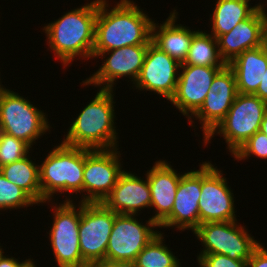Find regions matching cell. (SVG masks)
Masks as SVG:
<instances>
[{"mask_svg": "<svg viewBox=\"0 0 267 267\" xmlns=\"http://www.w3.org/2000/svg\"><path fill=\"white\" fill-rule=\"evenodd\" d=\"M106 0H98L92 57L125 46L150 44L153 21L133 1L121 0L109 12Z\"/></svg>", "mask_w": 267, "mask_h": 267, "instance_id": "1", "label": "cell"}, {"mask_svg": "<svg viewBox=\"0 0 267 267\" xmlns=\"http://www.w3.org/2000/svg\"><path fill=\"white\" fill-rule=\"evenodd\" d=\"M98 0L67 12L44 27L49 47L64 66L77 56L91 58L95 42Z\"/></svg>", "mask_w": 267, "mask_h": 267, "instance_id": "2", "label": "cell"}, {"mask_svg": "<svg viewBox=\"0 0 267 267\" xmlns=\"http://www.w3.org/2000/svg\"><path fill=\"white\" fill-rule=\"evenodd\" d=\"M113 90L100 89L71 124L63 143L88 149L117 148Z\"/></svg>", "mask_w": 267, "mask_h": 267, "instance_id": "3", "label": "cell"}, {"mask_svg": "<svg viewBox=\"0 0 267 267\" xmlns=\"http://www.w3.org/2000/svg\"><path fill=\"white\" fill-rule=\"evenodd\" d=\"M85 148L61 143L39 166L41 203L51 200L56 192L83 191Z\"/></svg>", "mask_w": 267, "mask_h": 267, "instance_id": "4", "label": "cell"}, {"mask_svg": "<svg viewBox=\"0 0 267 267\" xmlns=\"http://www.w3.org/2000/svg\"><path fill=\"white\" fill-rule=\"evenodd\" d=\"M266 112L267 102L260 97L238 93L225 118L204 139V143H209L217 132L224 136L229 151L234 154L254 133L260 131Z\"/></svg>", "mask_w": 267, "mask_h": 267, "instance_id": "5", "label": "cell"}, {"mask_svg": "<svg viewBox=\"0 0 267 267\" xmlns=\"http://www.w3.org/2000/svg\"><path fill=\"white\" fill-rule=\"evenodd\" d=\"M29 100L9 89L0 96V130L23 140L30 147L49 130L46 116Z\"/></svg>", "mask_w": 267, "mask_h": 267, "instance_id": "6", "label": "cell"}, {"mask_svg": "<svg viewBox=\"0 0 267 267\" xmlns=\"http://www.w3.org/2000/svg\"><path fill=\"white\" fill-rule=\"evenodd\" d=\"M193 232L205 246L197 258L203 254H222L233 260L248 261L260 245L236 221L202 223Z\"/></svg>", "mask_w": 267, "mask_h": 267, "instance_id": "7", "label": "cell"}, {"mask_svg": "<svg viewBox=\"0 0 267 267\" xmlns=\"http://www.w3.org/2000/svg\"><path fill=\"white\" fill-rule=\"evenodd\" d=\"M79 245L86 264L106 261V251L117 215L103 203L80 202Z\"/></svg>", "mask_w": 267, "mask_h": 267, "instance_id": "8", "label": "cell"}, {"mask_svg": "<svg viewBox=\"0 0 267 267\" xmlns=\"http://www.w3.org/2000/svg\"><path fill=\"white\" fill-rule=\"evenodd\" d=\"M117 150L85 148L83 191L89 194H84L82 203H102L115 187L124 171Z\"/></svg>", "mask_w": 267, "mask_h": 267, "instance_id": "9", "label": "cell"}, {"mask_svg": "<svg viewBox=\"0 0 267 267\" xmlns=\"http://www.w3.org/2000/svg\"><path fill=\"white\" fill-rule=\"evenodd\" d=\"M67 199L55 207L50 242L58 267H85L79 245L80 206Z\"/></svg>", "mask_w": 267, "mask_h": 267, "instance_id": "10", "label": "cell"}, {"mask_svg": "<svg viewBox=\"0 0 267 267\" xmlns=\"http://www.w3.org/2000/svg\"><path fill=\"white\" fill-rule=\"evenodd\" d=\"M134 216L130 214L115 216L107 245L106 260L135 261L137 255L159 233L153 229L159 225L151 218L147 222L148 225H143Z\"/></svg>", "mask_w": 267, "mask_h": 267, "instance_id": "11", "label": "cell"}, {"mask_svg": "<svg viewBox=\"0 0 267 267\" xmlns=\"http://www.w3.org/2000/svg\"><path fill=\"white\" fill-rule=\"evenodd\" d=\"M199 203L200 224L237 221L233 193L221 171L210 162L202 164V188Z\"/></svg>", "mask_w": 267, "mask_h": 267, "instance_id": "12", "label": "cell"}, {"mask_svg": "<svg viewBox=\"0 0 267 267\" xmlns=\"http://www.w3.org/2000/svg\"><path fill=\"white\" fill-rule=\"evenodd\" d=\"M225 66L181 65L172 104L188 119L203 105L215 75ZM189 113H191L189 115Z\"/></svg>", "mask_w": 267, "mask_h": 267, "instance_id": "13", "label": "cell"}, {"mask_svg": "<svg viewBox=\"0 0 267 267\" xmlns=\"http://www.w3.org/2000/svg\"><path fill=\"white\" fill-rule=\"evenodd\" d=\"M148 45H131L100 52L97 57H104L106 53L109 54L110 52L111 54L93 76L83 81V85L100 86L104 83L101 89L112 90L114 81L124 76L131 77L130 79H133L132 81L135 83L144 64Z\"/></svg>", "mask_w": 267, "mask_h": 267, "instance_id": "14", "label": "cell"}, {"mask_svg": "<svg viewBox=\"0 0 267 267\" xmlns=\"http://www.w3.org/2000/svg\"><path fill=\"white\" fill-rule=\"evenodd\" d=\"M237 95L235 74L226 65L215 75L203 105L193 115L202 124L204 139L225 118Z\"/></svg>", "mask_w": 267, "mask_h": 267, "instance_id": "15", "label": "cell"}, {"mask_svg": "<svg viewBox=\"0 0 267 267\" xmlns=\"http://www.w3.org/2000/svg\"><path fill=\"white\" fill-rule=\"evenodd\" d=\"M180 66L178 61L151 42L140 74L134 83L136 89L154 91L170 101L176 90Z\"/></svg>", "mask_w": 267, "mask_h": 267, "instance_id": "16", "label": "cell"}, {"mask_svg": "<svg viewBox=\"0 0 267 267\" xmlns=\"http://www.w3.org/2000/svg\"><path fill=\"white\" fill-rule=\"evenodd\" d=\"M202 188V164L199 170L181 174L171 213L159 227L176 226L179 230L194 231L200 225L199 199Z\"/></svg>", "mask_w": 267, "mask_h": 267, "instance_id": "17", "label": "cell"}, {"mask_svg": "<svg viewBox=\"0 0 267 267\" xmlns=\"http://www.w3.org/2000/svg\"><path fill=\"white\" fill-rule=\"evenodd\" d=\"M221 58L229 64L246 50L258 48L267 42V14L256 10L238 23L229 33L217 38Z\"/></svg>", "mask_w": 267, "mask_h": 267, "instance_id": "18", "label": "cell"}, {"mask_svg": "<svg viewBox=\"0 0 267 267\" xmlns=\"http://www.w3.org/2000/svg\"><path fill=\"white\" fill-rule=\"evenodd\" d=\"M116 214L135 215L139 209L151 207V192L148 179L142 180L134 174L123 171L115 187L102 202Z\"/></svg>", "mask_w": 267, "mask_h": 267, "instance_id": "19", "label": "cell"}, {"mask_svg": "<svg viewBox=\"0 0 267 267\" xmlns=\"http://www.w3.org/2000/svg\"><path fill=\"white\" fill-rule=\"evenodd\" d=\"M175 171L165 160H160L146 174L151 192V207L156 209V214L151 219L158 225L171 213L174 206L181 178Z\"/></svg>", "mask_w": 267, "mask_h": 267, "instance_id": "20", "label": "cell"}, {"mask_svg": "<svg viewBox=\"0 0 267 267\" xmlns=\"http://www.w3.org/2000/svg\"><path fill=\"white\" fill-rule=\"evenodd\" d=\"M227 65L235 74L238 93L255 94L267 70V42L244 51Z\"/></svg>", "mask_w": 267, "mask_h": 267, "instance_id": "21", "label": "cell"}, {"mask_svg": "<svg viewBox=\"0 0 267 267\" xmlns=\"http://www.w3.org/2000/svg\"><path fill=\"white\" fill-rule=\"evenodd\" d=\"M175 11L170 13L167 20L160 26L153 22L151 40L161 51L166 52L171 58L183 64L188 55L193 36L198 31H191L188 27L175 25L177 19V12Z\"/></svg>", "mask_w": 267, "mask_h": 267, "instance_id": "22", "label": "cell"}, {"mask_svg": "<svg viewBox=\"0 0 267 267\" xmlns=\"http://www.w3.org/2000/svg\"><path fill=\"white\" fill-rule=\"evenodd\" d=\"M250 0H217L212 14V33L216 39L229 33L238 23L249 18L256 10L265 11L264 5L259 3L249 6Z\"/></svg>", "mask_w": 267, "mask_h": 267, "instance_id": "23", "label": "cell"}, {"mask_svg": "<svg viewBox=\"0 0 267 267\" xmlns=\"http://www.w3.org/2000/svg\"><path fill=\"white\" fill-rule=\"evenodd\" d=\"M1 174L10 182L25 191L37 204L41 203L39 165L29 156L0 167Z\"/></svg>", "mask_w": 267, "mask_h": 267, "instance_id": "24", "label": "cell"}, {"mask_svg": "<svg viewBox=\"0 0 267 267\" xmlns=\"http://www.w3.org/2000/svg\"><path fill=\"white\" fill-rule=\"evenodd\" d=\"M218 48V41L213 35L198 30L191 41L186 60L181 65L226 66Z\"/></svg>", "mask_w": 267, "mask_h": 267, "instance_id": "25", "label": "cell"}, {"mask_svg": "<svg viewBox=\"0 0 267 267\" xmlns=\"http://www.w3.org/2000/svg\"><path fill=\"white\" fill-rule=\"evenodd\" d=\"M163 236L158 233L137 255V267H180L179 259L163 245Z\"/></svg>", "mask_w": 267, "mask_h": 267, "instance_id": "26", "label": "cell"}, {"mask_svg": "<svg viewBox=\"0 0 267 267\" xmlns=\"http://www.w3.org/2000/svg\"><path fill=\"white\" fill-rule=\"evenodd\" d=\"M37 204L25 191L8 181L0 172V210Z\"/></svg>", "mask_w": 267, "mask_h": 267, "instance_id": "27", "label": "cell"}, {"mask_svg": "<svg viewBox=\"0 0 267 267\" xmlns=\"http://www.w3.org/2000/svg\"><path fill=\"white\" fill-rule=\"evenodd\" d=\"M30 148L23 140L2 132L0 139V167L24 158L29 153Z\"/></svg>", "mask_w": 267, "mask_h": 267, "instance_id": "28", "label": "cell"}, {"mask_svg": "<svg viewBox=\"0 0 267 267\" xmlns=\"http://www.w3.org/2000/svg\"><path fill=\"white\" fill-rule=\"evenodd\" d=\"M233 155L237 160L246 159L251 155L267 159V136L257 131Z\"/></svg>", "mask_w": 267, "mask_h": 267, "instance_id": "29", "label": "cell"}, {"mask_svg": "<svg viewBox=\"0 0 267 267\" xmlns=\"http://www.w3.org/2000/svg\"><path fill=\"white\" fill-rule=\"evenodd\" d=\"M198 262L200 267H248L247 261L233 260L222 254H203Z\"/></svg>", "mask_w": 267, "mask_h": 267, "instance_id": "30", "label": "cell"}, {"mask_svg": "<svg viewBox=\"0 0 267 267\" xmlns=\"http://www.w3.org/2000/svg\"><path fill=\"white\" fill-rule=\"evenodd\" d=\"M248 267H267V250L260 244L247 261Z\"/></svg>", "mask_w": 267, "mask_h": 267, "instance_id": "31", "label": "cell"}, {"mask_svg": "<svg viewBox=\"0 0 267 267\" xmlns=\"http://www.w3.org/2000/svg\"><path fill=\"white\" fill-rule=\"evenodd\" d=\"M254 95L260 97L263 101L267 102V70L265 71L264 76L261 79L260 85Z\"/></svg>", "mask_w": 267, "mask_h": 267, "instance_id": "32", "label": "cell"}, {"mask_svg": "<svg viewBox=\"0 0 267 267\" xmlns=\"http://www.w3.org/2000/svg\"><path fill=\"white\" fill-rule=\"evenodd\" d=\"M106 267H137L135 261H103L102 262Z\"/></svg>", "mask_w": 267, "mask_h": 267, "instance_id": "33", "label": "cell"}, {"mask_svg": "<svg viewBox=\"0 0 267 267\" xmlns=\"http://www.w3.org/2000/svg\"><path fill=\"white\" fill-rule=\"evenodd\" d=\"M0 267H19V262L13 257L8 258L3 256V252L0 255Z\"/></svg>", "mask_w": 267, "mask_h": 267, "instance_id": "34", "label": "cell"}, {"mask_svg": "<svg viewBox=\"0 0 267 267\" xmlns=\"http://www.w3.org/2000/svg\"><path fill=\"white\" fill-rule=\"evenodd\" d=\"M260 131L267 136V112L265 113L263 120L261 122Z\"/></svg>", "mask_w": 267, "mask_h": 267, "instance_id": "35", "label": "cell"}, {"mask_svg": "<svg viewBox=\"0 0 267 267\" xmlns=\"http://www.w3.org/2000/svg\"><path fill=\"white\" fill-rule=\"evenodd\" d=\"M19 267H36L32 260L28 259L23 262H19Z\"/></svg>", "mask_w": 267, "mask_h": 267, "instance_id": "36", "label": "cell"}, {"mask_svg": "<svg viewBox=\"0 0 267 267\" xmlns=\"http://www.w3.org/2000/svg\"><path fill=\"white\" fill-rule=\"evenodd\" d=\"M85 267H106L102 262L87 264Z\"/></svg>", "mask_w": 267, "mask_h": 267, "instance_id": "37", "label": "cell"}, {"mask_svg": "<svg viewBox=\"0 0 267 267\" xmlns=\"http://www.w3.org/2000/svg\"><path fill=\"white\" fill-rule=\"evenodd\" d=\"M5 89H6V88H3V87L1 86V84H0V96H1L2 92H3Z\"/></svg>", "mask_w": 267, "mask_h": 267, "instance_id": "38", "label": "cell"}]
</instances>
